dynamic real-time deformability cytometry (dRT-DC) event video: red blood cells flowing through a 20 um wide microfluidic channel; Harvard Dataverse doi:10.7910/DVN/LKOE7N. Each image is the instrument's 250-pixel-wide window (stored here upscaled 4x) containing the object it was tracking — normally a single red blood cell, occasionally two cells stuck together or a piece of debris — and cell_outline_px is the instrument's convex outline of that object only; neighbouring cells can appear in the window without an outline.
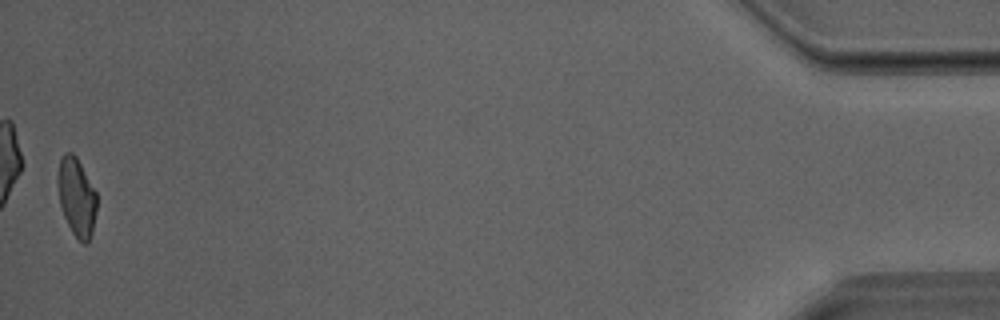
{"species": "Egyptian fruit bat (a non-hibernating species)", "species_latin": "Rousettus aegyptiacus", "temperature_condition": "room temperature", "stored_images_in_passage": 38, "camera_frame_rate_fps": 3000, "um_per_image_px": 0.085, "animal": {"sex": "male"}, "frame": {"image": 1, "passage_image": 38, "time_ms": 12.333, "image_size_px": [1000, 320], "cell_outline_px": [[96, 208], [92, 232], [88, 240], [84, 244], [72, 232], [64, 216], [60, 204], [56, 184], [56, 176], [60, 160], [64, 152], [72, 152], [76, 156], [96, 192]], "centroid_in_image_um": [6.47, 16.7], "position_along_channel_um": 428.7, "area_um2": 17.69}}